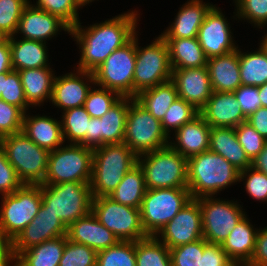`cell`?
<instances>
[{"label": "cell", "instance_id": "obj_1", "mask_svg": "<svg viewBox=\"0 0 267 266\" xmlns=\"http://www.w3.org/2000/svg\"><path fill=\"white\" fill-rule=\"evenodd\" d=\"M137 11H131L85 29L80 21L70 35L79 45L80 61L76 70L93 72L116 49L127 44L136 34Z\"/></svg>", "mask_w": 267, "mask_h": 266}, {"label": "cell", "instance_id": "obj_2", "mask_svg": "<svg viewBox=\"0 0 267 266\" xmlns=\"http://www.w3.org/2000/svg\"><path fill=\"white\" fill-rule=\"evenodd\" d=\"M188 185L192 199L213 197L239 181V170L210 150L187 159Z\"/></svg>", "mask_w": 267, "mask_h": 266}, {"label": "cell", "instance_id": "obj_3", "mask_svg": "<svg viewBox=\"0 0 267 266\" xmlns=\"http://www.w3.org/2000/svg\"><path fill=\"white\" fill-rule=\"evenodd\" d=\"M136 164L138 156L125 143L94 148L90 181L92 197L109 196Z\"/></svg>", "mask_w": 267, "mask_h": 266}, {"label": "cell", "instance_id": "obj_4", "mask_svg": "<svg viewBox=\"0 0 267 266\" xmlns=\"http://www.w3.org/2000/svg\"><path fill=\"white\" fill-rule=\"evenodd\" d=\"M0 146L23 184L39 185L44 182L48 150L39 147L22 131L1 137Z\"/></svg>", "mask_w": 267, "mask_h": 266}, {"label": "cell", "instance_id": "obj_5", "mask_svg": "<svg viewBox=\"0 0 267 266\" xmlns=\"http://www.w3.org/2000/svg\"><path fill=\"white\" fill-rule=\"evenodd\" d=\"M39 185L42 204L67 227L91 212L93 197L90 183L63 182Z\"/></svg>", "mask_w": 267, "mask_h": 266}, {"label": "cell", "instance_id": "obj_6", "mask_svg": "<svg viewBox=\"0 0 267 266\" xmlns=\"http://www.w3.org/2000/svg\"><path fill=\"white\" fill-rule=\"evenodd\" d=\"M146 189L187 187V159L170 145L138 157Z\"/></svg>", "mask_w": 267, "mask_h": 266}, {"label": "cell", "instance_id": "obj_7", "mask_svg": "<svg viewBox=\"0 0 267 266\" xmlns=\"http://www.w3.org/2000/svg\"><path fill=\"white\" fill-rule=\"evenodd\" d=\"M170 138L164 132L161 121L156 119L135 98L129 97L123 143L139 157L169 145Z\"/></svg>", "mask_w": 267, "mask_h": 266}, {"label": "cell", "instance_id": "obj_8", "mask_svg": "<svg viewBox=\"0 0 267 266\" xmlns=\"http://www.w3.org/2000/svg\"><path fill=\"white\" fill-rule=\"evenodd\" d=\"M92 161V148L81 144L61 145L49 152L47 172L42 184L90 183Z\"/></svg>", "mask_w": 267, "mask_h": 266}, {"label": "cell", "instance_id": "obj_9", "mask_svg": "<svg viewBox=\"0 0 267 266\" xmlns=\"http://www.w3.org/2000/svg\"><path fill=\"white\" fill-rule=\"evenodd\" d=\"M191 199L187 187L146 189L140 206L146 234L156 236Z\"/></svg>", "mask_w": 267, "mask_h": 266}, {"label": "cell", "instance_id": "obj_10", "mask_svg": "<svg viewBox=\"0 0 267 266\" xmlns=\"http://www.w3.org/2000/svg\"><path fill=\"white\" fill-rule=\"evenodd\" d=\"M136 34V62L133 77V98L141 91L171 80L172 66L166 41L157 37L148 46H138Z\"/></svg>", "mask_w": 267, "mask_h": 266}, {"label": "cell", "instance_id": "obj_11", "mask_svg": "<svg viewBox=\"0 0 267 266\" xmlns=\"http://www.w3.org/2000/svg\"><path fill=\"white\" fill-rule=\"evenodd\" d=\"M1 202L0 230L12 242L37 215L42 204L41 186L24 184L2 196Z\"/></svg>", "mask_w": 267, "mask_h": 266}, {"label": "cell", "instance_id": "obj_12", "mask_svg": "<svg viewBox=\"0 0 267 266\" xmlns=\"http://www.w3.org/2000/svg\"><path fill=\"white\" fill-rule=\"evenodd\" d=\"M136 62V35L123 47L113 51L94 71L95 85L133 98Z\"/></svg>", "mask_w": 267, "mask_h": 266}, {"label": "cell", "instance_id": "obj_13", "mask_svg": "<svg viewBox=\"0 0 267 266\" xmlns=\"http://www.w3.org/2000/svg\"><path fill=\"white\" fill-rule=\"evenodd\" d=\"M92 213L119 241H137L148 237L143 229L140 208L115 202L108 196L92 199Z\"/></svg>", "mask_w": 267, "mask_h": 266}, {"label": "cell", "instance_id": "obj_14", "mask_svg": "<svg viewBox=\"0 0 267 266\" xmlns=\"http://www.w3.org/2000/svg\"><path fill=\"white\" fill-rule=\"evenodd\" d=\"M202 214L203 238L211 244H222L246 214L237 201L201 197L196 199Z\"/></svg>", "mask_w": 267, "mask_h": 266}, {"label": "cell", "instance_id": "obj_15", "mask_svg": "<svg viewBox=\"0 0 267 266\" xmlns=\"http://www.w3.org/2000/svg\"><path fill=\"white\" fill-rule=\"evenodd\" d=\"M156 237H159L158 239L169 249L202 239V214L199 202L196 199H191L159 231Z\"/></svg>", "mask_w": 267, "mask_h": 266}, {"label": "cell", "instance_id": "obj_16", "mask_svg": "<svg viewBox=\"0 0 267 266\" xmlns=\"http://www.w3.org/2000/svg\"><path fill=\"white\" fill-rule=\"evenodd\" d=\"M129 97H122L100 118H91L87 131V147L97 148L105 144L123 143Z\"/></svg>", "mask_w": 267, "mask_h": 266}, {"label": "cell", "instance_id": "obj_17", "mask_svg": "<svg viewBox=\"0 0 267 266\" xmlns=\"http://www.w3.org/2000/svg\"><path fill=\"white\" fill-rule=\"evenodd\" d=\"M67 235V226L62 220L41 204L37 215L11 242V253L15 259L22 251L51 240Z\"/></svg>", "mask_w": 267, "mask_h": 266}, {"label": "cell", "instance_id": "obj_18", "mask_svg": "<svg viewBox=\"0 0 267 266\" xmlns=\"http://www.w3.org/2000/svg\"><path fill=\"white\" fill-rule=\"evenodd\" d=\"M224 17L220 8L213 5L198 30L197 39L207 58L225 55L239 48L233 43L230 23Z\"/></svg>", "mask_w": 267, "mask_h": 266}, {"label": "cell", "instance_id": "obj_19", "mask_svg": "<svg viewBox=\"0 0 267 266\" xmlns=\"http://www.w3.org/2000/svg\"><path fill=\"white\" fill-rule=\"evenodd\" d=\"M178 98L201 110L213 93L207 66L199 68H172Z\"/></svg>", "mask_w": 267, "mask_h": 266}, {"label": "cell", "instance_id": "obj_20", "mask_svg": "<svg viewBox=\"0 0 267 266\" xmlns=\"http://www.w3.org/2000/svg\"><path fill=\"white\" fill-rule=\"evenodd\" d=\"M88 82L95 84L93 72L77 70L76 73L55 76L50 101L63 112L81 107L92 88Z\"/></svg>", "mask_w": 267, "mask_h": 266}, {"label": "cell", "instance_id": "obj_21", "mask_svg": "<svg viewBox=\"0 0 267 266\" xmlns=\"http://www.w3.org/2000/svg\"><path fill=\"white\" fill-rule=\"evenodd\" d=\"M59 30L70 33L71 28L59 17L29 2L23 9L16 33H22L24 35L22 39L47 43L46 40L52 39Z\"/></svg>", "mask_w": 267, "mask_h": 266}, {"label": "cell", "instance_id": "obj_22", "mask_svg": "<svg viewBox=\"0 0 267 266\" xmlns=\"http://www.w3.org/2000/svg\"><path fill=\"white\" fill-rule=\"evenodd\" d=\"M67 238L96 252L115 246L119 242L114 233L102 225L92 211L67 227Z\"/></svg>", "mask_w": 267, "mask_h": 266}, {"label": "cell", "instance_id": "obj_23", "mask_svg": "<svg viewBox=\"0 0 267 266\" xmlns=\"http://www.w3.org/2000/svg\"><path fill=\"white\" fill-rule=\"evenodd\" d=\"M199 114L211 127H237L246 121L234 92L213 91Z\"/></svg>", "mask_w": 267, "mask_h": 266}, {"label": "cell", "instance_id": "obj_24", "mask_svg": "<svg viewBox=\"0 0 267 266\" xmlns=\"http://www.w3.org/2000/svg\"><path fill=\"white\" fill-rule=\"evenodd\" d=\"M211 126L199 114L175 133V141L169 145L186 159L209 150Z\"/></svg>", "mask_w": 267, "mask_h": 266}, {"label": "cell", "instance_id": "obj_25", "mask_svg": "<svg viewBox=\"0 0 267 266\" xmlns=\"http://www.w3.org/2000/svg\"><path fill=\"white\" fill-rule=\"evenodd\" d=\"M213 91L235 92L242 86L239 69V49L207 59Z\"/></svg>", "mask_w": 267, "mask_h": 266}, {"label": "cell", "instance_id": "obj_26", "mask_svg": "<svg viewBox=\"0 0 267 266\" xmlns=\"http://www.w3.org/2000/svg\"><path fill=\"white\" fill-rule=\"evenodd\" d=\"M212 4L189 0L178 11L174 22L160 35L162 38H194Z\"/></svg>", "mask_w": 267, "mask_h": 266}, {"label": "cell", "instance_id": "obj_27", "mask_svg": "<svg viewBox=\"0 0 267 266\" xmlns=\"http://www.w3.org/2000/svg\"><path fill=\"white\" fill-rule=\"evenodd\" d=\"M24 113L22 132L39 147L53 151L64 143L61 121L46 115Z\"/></svg>", "mask_w": 267, "mask_h": 266}, {"label": "cell", "instance_id": "obj_28", "mask_svg": "<svg viewBox=\"0 0 267 266\" xmlns=\"http://www.w3.org/2000/svg\"><path fill=\"white\" fill-rule=\"evenodd\" d=\"M254 229L245 215L221 244L228 258L241 266H245L253 255L258 228Z\"/></svg>", "mask_w": 267, "mask_h": 266}, {"label": "cell", "instance_id": "obj_29", "mask_svg": "<svg viewBox=\"0 0 267 266\" xmlns=\"http://www.w3.org/2000/svg\"><path fill=\"white\" fill-rule=\"evenodd\" d=\"M209 150L224 157L239 171L251 167L233 127H211Z\"/></svg>", "mask_w": 267, "mask_h": 266}, {"label": "cell", "instance_id": "obj_30", "mask_svg": "<svg viewBox=\"0 0 267 266\" xmlns=\"http://www.w3.org/2000/svg\"><path fill=\"white\" fill-rule=\"evenodd\" d=\"M18 73L29 106L40 107L45 100H51L55 74L50 66L24 69Z\"/></svg>", "mask_w": 267, "mask_h": 266}, {"label": "cell", "instance_id": "obj_31", "mask_svg": "<svg viewBox=\"0 0 267 266\" xmlns=\"http://www.w3.org/2000/svg\"><path fill=\"white\" fill-rule=\"evenodd\" d=\"M9 38L12 67L14 71L50 66L46 43L31 39Z\"/></svg>", "mask_w": 267, "mask_h": 266}, {"label": "cell", "instance_id": "obj_32", "mask_svg": "<svg viewBox=\"0 0 267 266\" xmlns=\"http://www.w3.org/2000/svg\"><path fill=\"white\" fill-rule=\"evenodd\" d=\"M67 239V235L60 236L22 251L14 266H59Z\"/></svg>", "mask_w": 267, "mask_h": 266}, {"label": "cell", "instance_id": "obj_33", "mask_svg": "<svg viewBox=\"0 0 267 266\" xmlns=\"http://www.w3.org/2000/svg\"><path fill=\"white\" fill-rule=\"evenodd\" d=\"M169 49L172 68H199L207 66V57L197 37L163 38Z\"/></svg>", "mask_w": 267, "mask_h": 266}, {"label": "cell", "instance_id": "obj_34", "mask_svg": "<svg viewBox=\"0 0 267 266\" xmlns=\"http://www.w3.org/2000/svg\"><path fill=\"white\" fill-rule=\"evenodd\" d=\"M145 192L144 173L139 164H136L108 197L120 204L140 208Z\"/></svg>", "mask_w": 267, "mask_h": 266}, {"label": "cell", "instance_id": "obj_35", "mask_svg": "<svg viewBox=\"0 0 267 266\" xmlns=\"http://www.w3.org/2000/svg\"><path fill=\"white\" fill-rule=\"evenodd\" d=\"M177 98V88L172 80L141 91L135 97L159 121H162L166 111Z\"/></svg>", "mask_w": 267, "mask_h": 266}, {"label": "cell", "instance_id": "obj_36", "mask_svg": "<svg viewBox=\"0 0 267 266\" xmlns=\"http://www.w3.org/2000/svg\"><path fill=\"white\" fill-rule=\"evenodd\" d=\"M239 69L242 85L259 87L267 82V54L261 46L254 52L239 49Z\"/></svg>", "mask_w": 267, "mask_h": 266}, {"label": "cell", "instance_id": "obj_37", "mask_svg": "<svg viewBox=\"0 0 267 266\" xmlns=\"http://www.w3.org/2000/svg\"><path fill=\"white\" fill-rule=\"evenodd\" d=\"M136 266H172L170 250L156 236L135 241Z\"/></svg>", "mask_w": 267, "mask_h": 266}, {"label": "cell", "instance_id": "obj_38", "mask_svg": "<svg viewBox=\"0 0 267 266\" xmlns=\"http://www.w3.org/2000/svg\"><path fill=\"white\" fill-rule=\"evenodd\" d=\"M62 114L61 127L64 142L68 139L70 144H81L87 147V131L91 116L83 106L66 110Z\"/></svg>", "mask_w": 267, "mask_h": 266}, {"label": "cell", "instance_id": "obj_39", "mask_svg": "<svg viewBox=\"0 0 267 266\" xmlns=\"http://www.w3.org/2000/svg\"><path fill=\"white\" fill-rule=\"evenodd\" d=\"M96 266H136L135 242L119 241L97 252Z\"/></svg>", "mask_w": 267, "mask_h": 266}, {"label": "cell", "instance_id": "obj_40", "mask_svg": "<svg viewBox=\"0 0 267 266\" xmlns=\"http://www.w3.org/2000/svg\"><path fill=\"white\" fill-rule=\"evenodd\" d=\"M199 115L192 104L187 103L184 99L177 98L166 111L164 118L161 121L164 132L170 137V129L176 132L184 124L191 122Z\"/></svg>", "mask_w": 267, "mask_h": 266}, {"label": "cell", "instance_id": "obj_41", "mask_svg": "<svg viewBox=\"0 0 267 266\" xmlns=\"http://www.w3.org/2000/svg\"><path fill=\"white\" fill-rule=\"evenodd\" d=\"M121 98L122 96L116 91L94 87V90L92 88L89 91L83 107L91 118H100Z\"/></svg>", "mask_w": 267, "mask_h": 266}, {"label": "cell", "instance_id": "obj_42", "mask_svg": "<svg viewBox=\"0 0 267 266\" xmlns=\"http://www.w3.org/2000/svg\"><path fill=\"white\" fill-rule=\"evenodd\" d=\"M36 2L37 8L59 17L70 28L80 21L77 11L81 6L77 0H38Z\"/></svg>", "mask_w": 267, "mask_h": 266}, {"label": "cell", "instance_id": "obj_43", "mask_svg": "<svg viewBox=\"0 0 267 266\" xmlns=\"http://www.w3.org/2000/svg\"><path fill=\"white\" fill-rule=\"evenodd\" d=\"M97 252L67 239L59 266H96Z\"/></svg>", "mask_w": 267, "mask_h": 266}, {"label": "cell", "instance_id": "obj_44", "mask_svg": "<svg viewBox=\"0 0 267 266\" xmlns=\"http://www.w3.org/2000/svg\"><path fill=\"white\" fill-rule=\"evenodd\" d=\"M0 99L19 107L24 113L29 109L18 71L3 73V91Z\"/></svg>", "mask_w": 267, "mask_h": 266}, {"label": "cell", "instance_id": "obj_45", "mask_svg": "<svg viewBox=\"0 0 267 266\" xmlns=\"http://www.w3.org/2000/svg\"><path fill=\"white\" fill-rule=\"evenodd\" d=\"M28 0H0V31L14 36Z\"/></svg>", "mask_w": 267, "mask_h": 266}, {"label": "cell", "instance_id": "obj_46", "mask_svg": "<svg viewBox=\"0 0 267 266\" xmlns=\"http://www.w3.org/2000/svg\"><path fill=\"white\" fill-rule=\"evenodd\" d=\"M208 242L202 238L198 241L171 248L172 266H201V256Z\"/></svg>", "mask_w": 267, "mask_h": 266}, {"label": "cell", "instance_id": "obj_47", "mask_svg": "<svg viewBox=\"0 0 267 266\" xmlns=\"http://www.w3.org/2000/svg\"><path fill=\"white\" fill-rule=\"evenodd\" d=\"M235 131L238 142L252 161L263 150L267 140L246 121L235 127Z\"/></svg>", "mask_w": 267, "mask_h": 266}, {"label": "cell", "instance_id": "obj_48", "mask_svg": "<svg viewBox=\"0 0 267 266\" xmlns=\"http://www.w3.org/2000/svg\"><path fill=\"white\" fill-rule=\"evenodd\" d=\"M237 18L246 19L257 27L267 24V0H235Z\"/></svg>", "mask_w": 267, "mask_h": 266}, {"label": "cell", "instance_id": "obj_49", "mask_svg": "<svg viewBox=\"0 0 267 266\" xmlns=\"http://www.w3.org/2000/svg\"><path fill=\"white\" fill-rule=\"evenodd\" d=\"M243 180H245L246 192L251 198L267 201V174L251 166L239 172V181Z\"/></svg>", "mask_w": 267, "mask_h": 266}, {"label": "cell", "instance_id": "obj_50", "mask_svg": "<svg viewBox=\"0 0 267 266\" xmlns=\"http://www.w3.org/2000/svg\"><path fill=\"white\" fill-rule=\"evenodd\" d=\"M24 112L0 99V138L22 131Z\"/></svg>", "mask_w": 267, "mask_h": 266}, {"label": "cell", "instance_id": "obj_51", "mask_svg": "<svg viewBox=\"0 0 267 266\" xmlns=\"http://www.w3.org/2000/svg\"><path fill=\"white\" fill-rule=\"evenodd\" d=\"M23 185L15 168L7 160L4 149L0 146V194L2 196L11 194Z\"/></svg>", "mask_w": 267, "mask_h": 266}, {"label": "cell", "instance_id": "obj_52", "mask_svg": "<svg viewBox=\"0 0 267 266\" xmlns=\"http://www.w3.org/2000/svg\"><path fill=\"white\" fill-rule=\"evenodd\" d=\"M234 95L246 118L261 106L258 87L242 85L234 92Z\"/></svg>", "mask_w": 267, "mask_h": 266}, {"label": "cell", "instance_id": "obj_53", "mask_svg": "<svg viewBox=\"0 0 267 266\" xmlns=\"http://www.w3.org/2000/svg\"><path fill=\"white\" fill-rule=\"evenodd\" d=\"M201 266H241L228 258L221 244L208 243L201 256Z\"/></svg>", "mask_w": 267, "mask_h": 266}, {"label": "cell", "instance_id": "obj_54", "mask_svg": "<svg viewBox=\"0 0 267 266\" xmlns=\"http://www.w3.org/2000/svg\"><path fill=\"white\" fill-rule=\"evenodd\" d=\"M245 266H267V226L258 229L253 255Z\"/></svg>", "mask_w": 267, "mask_h": 266}, {"label": "cell", "instance_id": "obj_55", "mask_svg": "<svg viewBox=\"0 0 267 266\" xmlns=\"http://www.w3.org/2000/svg\"><path fill=\"white\" fill-rule=\"evenodd\" d=\"M246 122L267 140V107L257 108L246 118Z\"/></svg>", "mask_w": 267, "mask_h": 266}, {"label": "cell", "instance_id": "obj_56", "mask_svg": "<svg viewBox=\"0 0 267 266\" xmlns=\"http://www.w3.org/2000/svg\"><path fill=\"white\" fill-rule=\"evenodd\" d=\"M14 262L11 253V241L0 230V266H14L10 265Z\"/></svg>", "mask_w": 267, "mask_h": 266}, {"label": "cell", "instance_id": "obj_57", "mask_svg": "<svg viewBox=\"0 0 267 266\" xmlns=\"http://www.w3.org/2000/svg\"><path fill=\"white\" fill-rule=\"evenodd\" d=\"M9 71H13V67L11 49L8 41L5 45L0 46V74Z\"/></svg>", "mask_w": 267, "mask_h": 266}, {"label": "cell", "instance_id": "obj_58", "mask_svg": "<svg viewBox=\"0 0 267 266\" xmlns=\"http://www.w3.org/2000/svg\"><path fill=\"white\" fill-rule=\"evenodd\" d=\"M251 166L265 174H267V142L263 150L251 161Z\"/></svg>", "mask_w": 267, "mask_h": 266}, {"label": "cell", "instance_id": "obj_59", "mask_svg": "<svg viewBox=\"0 0 267 266\" xmlns=\"http://www.w3.org/2000/svg\"><path fill=\"white\" fill-rule=\"evenodd\" d=\"M258 95L262 107H267V82L258 87Z\"/></svg>", "mask_w": 267, "mask_h": 266}, {"label": "cell", "instance_id": "obj_60", "mask_svg": "<svg viewBox=\"0 0 267 266\" xmlns=\"http://www.w3.org/2000/svg\"><path fill=\"white\" fill-rule=\"evenodd\" d=\"M10 36L0 31V46L5 45L9 41Z\"/></svg>", "mask_w": 267, "mask_h": 266}, {"label": "cell", "instance_id": "obj_61", "mask_svg": "<svg viewBox=\"0 0 267 266\" xmlns=\"http://www.w3.org/2000/svg\"><path fill=\"white\" fill-rule=\"evenodd\" d=\"M261 41L262 42L259 43V44L267 54V33H266V35H264V37L262 36V40Z\"/></svg>", "mask_w": 267, "mask_h": 266}, {"label": "cell", "instance_id": "obj_62", "mask_svg": "<svg viewBox=\"0 0 267 266\" xmlns=\"http://www.w3.org/2000/svg\"><path fill=\"white\" fill-rule=\"evenodd\" d=\"M92 1H94V0H77L79 5L82 6V7L85 6L86 4H89Z\"/></svg>", "mask_w": 267, "mask_h": 266}, {"label": "cell", "instance_id": "obj_63", "mask_svg": "<svg viewBox=\"0 0 267 266\" xmlns=\"http://www.w3.org/2000/svg\"><path fill=\"white\" fill-rule=\"evenodd\" d=\"M1 91H3V73L0 74V95Z\"/></svg>", "mask_w": 267, "mask_h": 266}]
</instances>
